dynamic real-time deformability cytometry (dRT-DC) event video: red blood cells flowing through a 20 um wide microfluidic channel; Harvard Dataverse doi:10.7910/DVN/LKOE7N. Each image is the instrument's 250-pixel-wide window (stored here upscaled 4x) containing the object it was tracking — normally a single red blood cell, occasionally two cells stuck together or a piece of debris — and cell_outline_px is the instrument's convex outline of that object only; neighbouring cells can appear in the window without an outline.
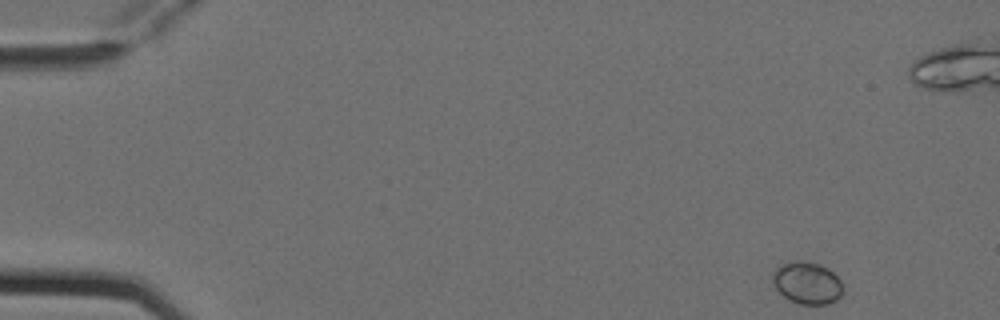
{"species": "Egyptian fruit bat (a non-hibernating species)", "species_latin": "Rousettus aegyptiacus", "temperature_condition": "cold", "stored_images_in_passage": 5, "camera_frame_rate_fps": 3000, "um_per_image_px": 0.085, "animal": {"sex": "female"}, "frame": {"image": 1, "passage_image": 1, "time_ms": 0.0, "image_size_px": [1000, 320], "cell_outline_px": [[844, 292], [836, 300], [828, 304], [800, 304], [784, 296], [776, 288], [772, 280], [772, 272], [776, 268], [784, 264], [820, 264], [828, 268], [840, 280], [844, 288]], "centroid_in_image_um": [68.65, 24.1], "position_along_channel_um": 16.4, "area_um2": 16.65}}